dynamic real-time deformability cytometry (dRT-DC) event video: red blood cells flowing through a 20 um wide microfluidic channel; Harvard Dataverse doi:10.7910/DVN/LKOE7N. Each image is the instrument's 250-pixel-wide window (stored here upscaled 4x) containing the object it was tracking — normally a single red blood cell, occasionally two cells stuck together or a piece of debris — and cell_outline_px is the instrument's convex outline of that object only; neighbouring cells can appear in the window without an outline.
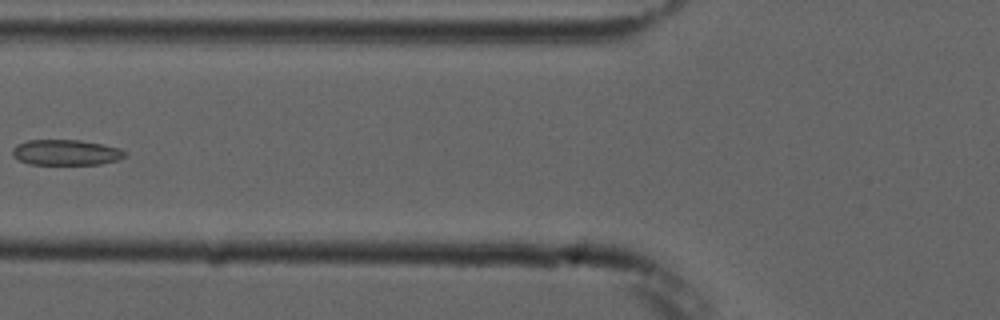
{"species": "common noctule bat (a hibernating species)", "species_latin": "Nyctalus noctula", "temperature_condition": "cold", "stored_images_in_passage": 7, "camera_frame_rate_fps": 3000, "um_per_image_px": 0.085, "animal": {"sex": "male", "forearm_length_mm": 52.5}, "frame": {"image": 1, "passage_image": 7, "time_ms": 7.0, "image_size_px": [1000, 320], "cell_outline_px": [[128, 152], [124, 156], [116, 160], [100, 164], [28, 164], [12, 156], [12, 148], [16, 144], [28, 140], [80, 140], [120, 148]], "centroid_in_image_um": [5.57, 12.95], "position_along_channel_um": 120.2, "area_um2": 16.7}}